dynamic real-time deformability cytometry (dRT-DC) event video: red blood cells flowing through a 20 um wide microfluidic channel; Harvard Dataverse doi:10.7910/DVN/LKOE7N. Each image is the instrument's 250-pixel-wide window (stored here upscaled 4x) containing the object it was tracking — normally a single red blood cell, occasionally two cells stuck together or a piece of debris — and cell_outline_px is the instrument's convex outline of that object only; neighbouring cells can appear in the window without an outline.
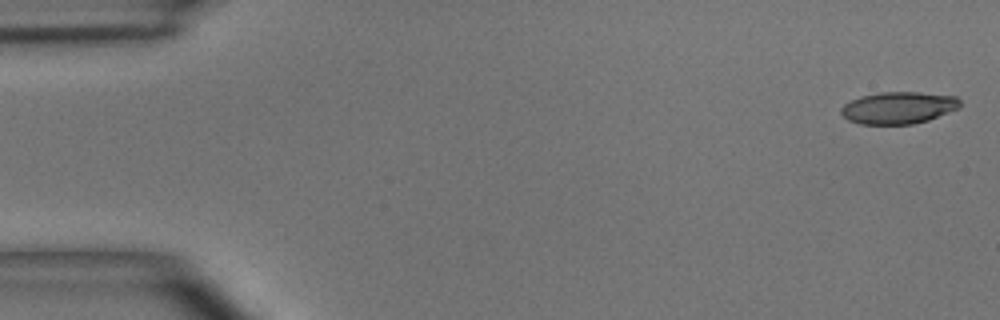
{"species": "common noctule bat (a hibernating species)", "species_latin": "Nyctalus noctula", "temperature_condition": "room temperature", "stored_images_in_passage": 14, "camera_frame_rate_fps": 3000, "um_per_image_px": 0.085, "animal": {"sex": "male", "body_mass_g": 15.6}, "frame": {"image": 1, "passage_image": 1, "time_ms": 0.0, "image_size_px": [1000, 320], "cell_outline_px": [[960, 108], [928, 120], [912, 124], [860, 124], [848, 120], [840, 112], [840, 108], [844, 104], [860, 96], [884, 92], [920, 92], [956, 96], [960, 100]], "centroid_in_image_um": [76.38, 9.16], "position_along_channel_um": 8.6, "area_um2": 22.2}}
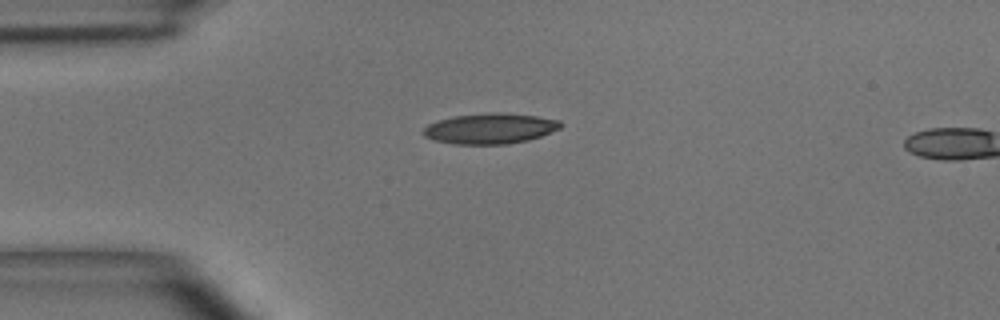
{"frame": {"image": 2, "passage_image": 12, "time_ms": 3.667, "image_size_px": [1000, 320], "cell_outline_px": [[564, 124], [560, 128], [540, 136], [528, 140], [508, 144], [452, 144], [436, 140], [424, 136], [424, 128], [428, 124], [440, 120], [456, 116], [492, 112], [500, 112], [536, 116], [560, 120]], "centroid_in_image_um": [41.69, 10.92], "position_along_channel_um": 43.3, "area_um2": 24.22}}